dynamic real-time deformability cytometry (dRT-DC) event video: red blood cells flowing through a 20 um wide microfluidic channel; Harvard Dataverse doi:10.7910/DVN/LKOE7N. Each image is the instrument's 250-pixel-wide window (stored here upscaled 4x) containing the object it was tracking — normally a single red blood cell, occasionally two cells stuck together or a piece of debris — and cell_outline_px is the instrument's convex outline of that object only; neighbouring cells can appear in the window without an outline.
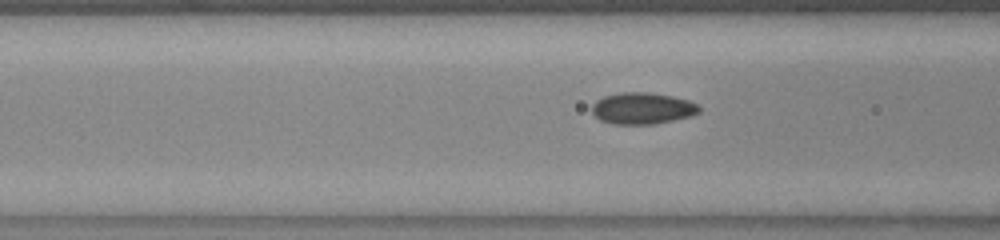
{"species": "common noctule bat (a hibernating species)", "species_latin": "Nyctalus noctula", "temperature_condition": "warm", "stored_images_in_passage": 19, "camera_frame_rate_fps": 3000, "um_per_image_px": 0.085, "animal": {"sex": "female", "body_mass_g": 23.0, "forearm_length_mm": 53.4}, "frame": {"image": 1, "passage_image": 17, "time_ms": 5.333, "image_size_px": [1000, 240], "cell_outline_px": [[700, 112], [688, 116], [672, 120], [652, 124], [616, 124], [600, 120], [592, 112], [592, 104], [596, 100], [604, 96], [620, 92], [648, 92], [672, 96], [688, 100], [696, 104], [700, 108]], "centroid_in_image_um": [54.57, 9.2], "position_along_channel_um": 112.0, "area_um2": 19.54}}